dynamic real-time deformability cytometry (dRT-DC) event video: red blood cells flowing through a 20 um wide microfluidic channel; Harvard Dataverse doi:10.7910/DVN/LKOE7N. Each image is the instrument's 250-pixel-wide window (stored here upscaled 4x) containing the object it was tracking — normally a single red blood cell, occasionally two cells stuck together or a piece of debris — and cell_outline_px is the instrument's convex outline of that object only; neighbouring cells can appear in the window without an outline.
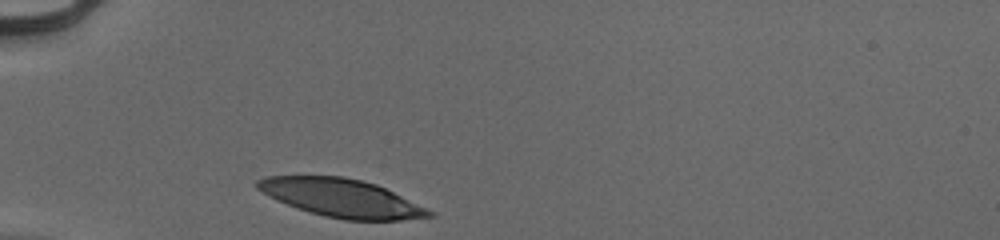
{"species": "human", "species_latin": "Homo sapiens", "temperature_condition": "cold", "stored_images_in_passage": 28, "camera_frame_rate_fps": 3000, "um_per_image_px": 0.085, "donor": {"sex": "male"}, "frame": {"image": 1, "passage_image": 1, "time_ms": 0.0, "image_size_px": [1000, 240], "cell_outline_px": [[436, 216], [400, 220], [344, 220], [324, 216], [308, 212], [296, 208], [276, 200], [268, 196], [256, 188], [256, 180], [268, 176], [344, 176], [376, 184], [436, 212]], "centroid_in_image_um": [29.03, 16.84], "position_along_channel_um": 56.0, "area_um2": 38.21}}
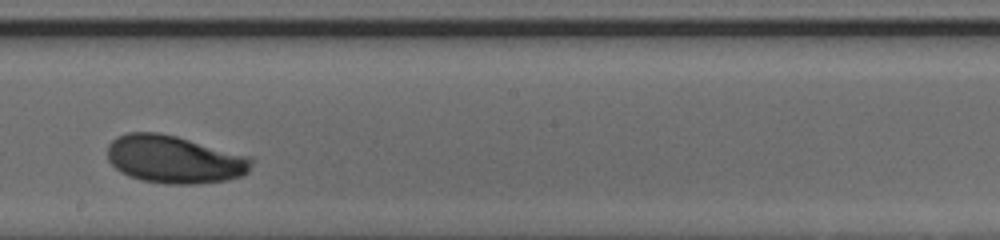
{"frame": {"image": 2, "passage_image": 16, "time_ms": 5.0, "image_size_px": [1000, 240], "cell_outline_px": [[256, 160], [248, 172], [244, 176], [228, 180], [200, 184], [164, 184], [140, 180], [128, 176], [120, 172], [108, 160], [108, 144], [116, 136], [128, 132], [156, 132], [176, 136], [252, 156]], "centroid_in_image_um": [14.87, 13.56], "position_along_channel_um": 233.3, "area_um2": 40.81}}
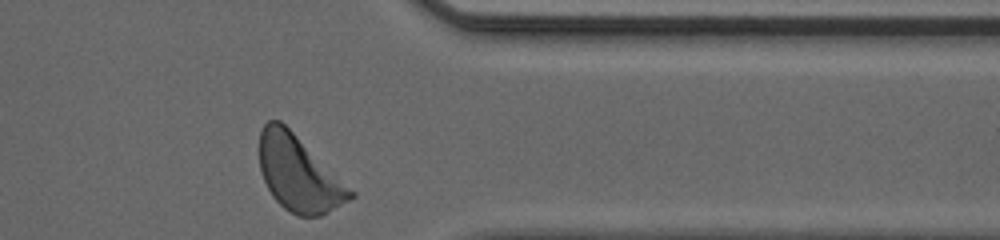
{"frame": {"image": 3, "passage_image": 28, "time_ms": 9.0, "image_size_px": [1000, 240], "cell_outline_px": [[356, 196], [328, 212], [320, 216], [300, 216], [284, 208], [272, 196], [264, 180], [260, 168], [260, 128], [268, 120], [280, 120], [356, 192]], "centroid_in_image_um": [25.4, 14.76], "position_along_channel_um": 386.0, "area_um2": 39.54}, "authors_computed_cell_mechanics": {"area_um2": 40.0843, "velocity_mm_per_s": 3.9393, "shape_relaxation_time_tau1_ms": 1.9606, "shape_relaxation_time_tau2_ms": 11.3555, "deformation_change_tau1": 0.1186, "deformation_change_tau2": 0.1965}}